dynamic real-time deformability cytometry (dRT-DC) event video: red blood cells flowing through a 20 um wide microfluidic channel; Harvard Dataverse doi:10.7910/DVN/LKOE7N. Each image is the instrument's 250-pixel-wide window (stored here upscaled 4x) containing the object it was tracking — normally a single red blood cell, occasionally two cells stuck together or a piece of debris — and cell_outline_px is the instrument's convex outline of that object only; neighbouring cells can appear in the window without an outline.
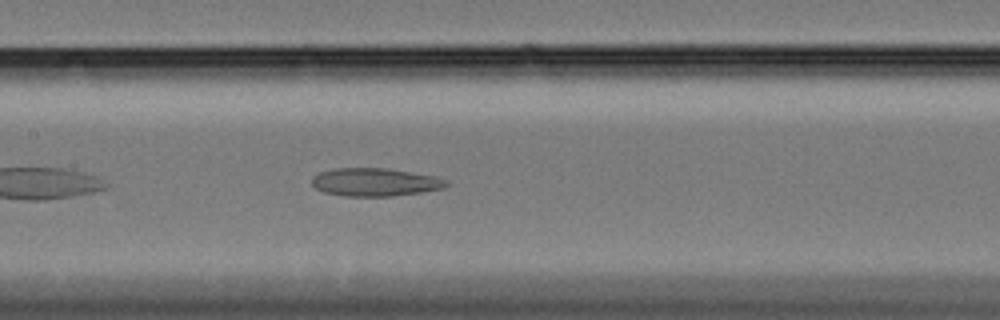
{"species": "Egyptian fruit bat (a non-hibernating species)", "species_latin": "Rousettus aegyptiacus", "temperature_condition": "cold", "stored_images_in_passage": 28, "camera_frame_rate_fps": 3000, "um_per_image_px": 0.085, "animal": {"sex": "female"}, "frame": {"image": 1, "passage_image": 13, "time_ms": 4.0, "image_size_px": [1000, 320], "cell_outline_px": [[448, 184], [444, 188], [420, 192], [392, 196], [344, 196], [324, 192], [316, 188], [312, 184], [312, 176], [320, 172], [336, 168], [384, 168], [432, 176], [448, 180]], "centroid_in_image_um": [31.84, 15.48], "position_along_channel_um": 175.6, "area_um2": 21.73}}
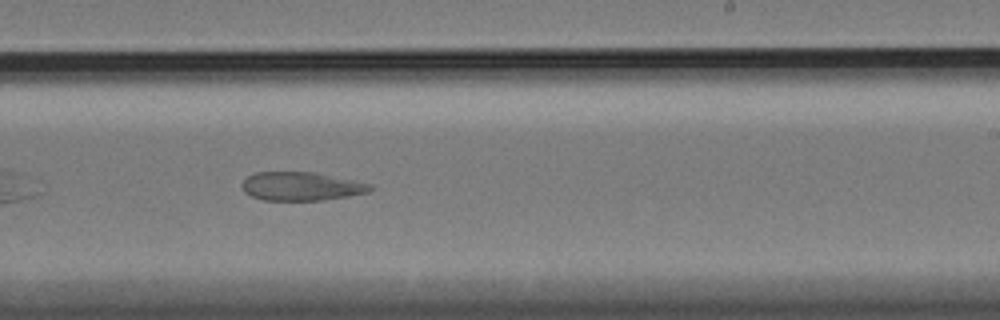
{"frame": {"image": 2, "passage_image": 21, "time_ms": 6.667, "image_size_px": [1000, 320], "cell_outline_px": [[372, 188], [368, 192], [348, 196], [324, 200], [264, 200], [252, 196], [244, 192], [240, 184], [248, 176], [256, 172], [316, 172], [372, 184]], "centroid_in_image_um": [25.59, 15.83], "position_along_channel_um": 263.4, "area_um2": 21.33}}
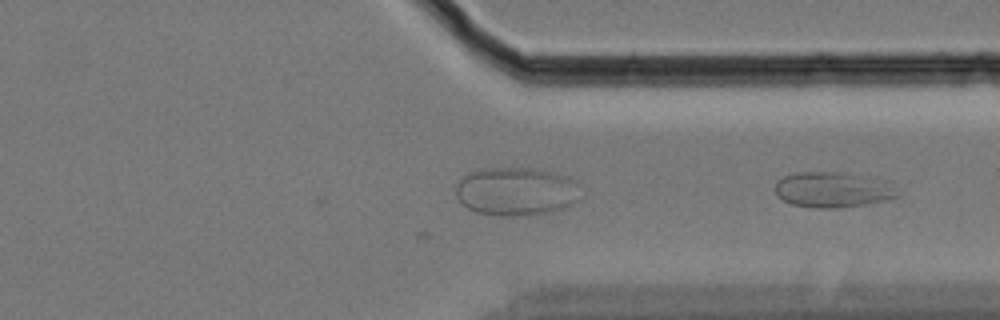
{"frame": {"image": 3, "passage_image": 28, "time_ms": 9.0, "image_size_px": [1000, 320], "cell_outline_px": [[900, 196], [868, 204], [836, 208], [816, 208], [792, 204], [776, 196], [776, 180], [784, 176], [796, 172], [840, 172], [852, 176]], "centroid_in_image_um": [70.42, 16.18], "position_along_channel_um": 341.0, "area_um2": 23.12}}